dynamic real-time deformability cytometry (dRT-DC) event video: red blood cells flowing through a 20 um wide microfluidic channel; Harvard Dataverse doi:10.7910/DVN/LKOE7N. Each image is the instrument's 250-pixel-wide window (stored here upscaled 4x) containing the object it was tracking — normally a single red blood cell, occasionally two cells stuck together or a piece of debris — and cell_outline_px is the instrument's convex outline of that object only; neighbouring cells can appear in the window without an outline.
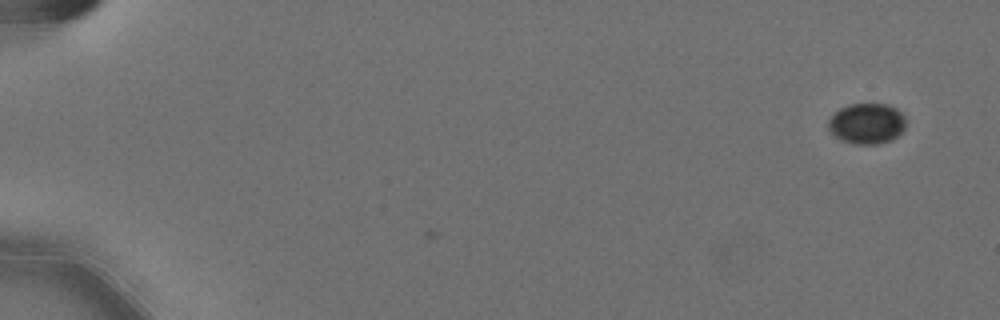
{"species": "Egyptian fruit bat (a non-hibernating species)", "species_latin": "Rousettus aegyptiacus", "temperature_condition": "cold", "stored_images_in_passage": 2, "camera_frame_rate_fps": 3000, "um_per_image_px": 0.085, "animal": {"sex": "female"}, "frame": {"image": 1, "passage_image": 2, "time_ms": 0.333, "image_size_px": [1000, 320], "cell_outline_px": [[904, 128], [892, 140], [876, 144], [852, 144], [840, 140], [828, 128], [828, 120], [840, 108], [848, 104], [888, 104], [896, 108], [904, 116]], "centroid_in_image_um": [73.66, 10.5], "position_along_channel_um": 11.3, "area_um2": 18.26}}